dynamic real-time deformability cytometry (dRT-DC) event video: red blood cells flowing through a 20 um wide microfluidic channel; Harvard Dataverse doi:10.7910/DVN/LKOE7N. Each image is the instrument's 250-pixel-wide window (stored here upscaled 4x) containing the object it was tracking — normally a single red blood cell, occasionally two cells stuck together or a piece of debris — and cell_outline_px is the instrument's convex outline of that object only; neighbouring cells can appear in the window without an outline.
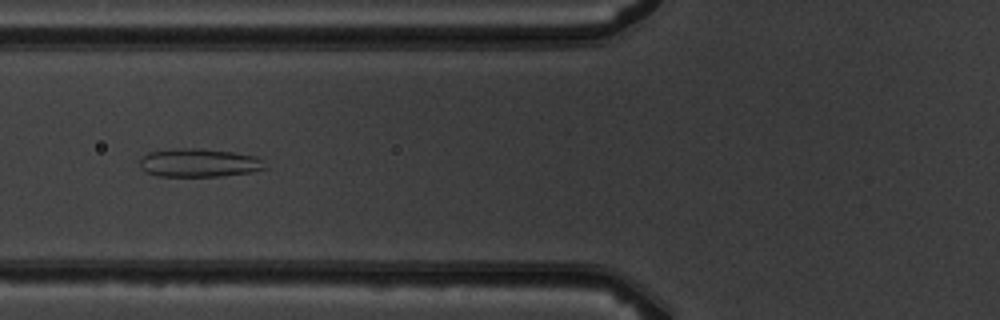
{"species": "common noctule bat (a hibernating species)", "species_latin": "Nyctalus noctula", "temperature_condition": "warm", "stored_images_in_passage": 4, "camera_frame_rate_fps": 3000, "um_per_image_px": 0.085, "animal": {"sex": "male", "body_mass_g": 19.5, "forearm_length_mm": 54.6}, "frame": {"image": 1, "passage_image": 4, "time_ms": 4.333, "image_size_px": [1000, 320], "cell_outline_px": [[268, 168], [252, 172], [220, 176], [160, 176], [144, 172], [140, 168], [140, 160], [148, 152], [176, 148], [196, 148], [232, 152], [256, 156]], "centroid_in_image_um": [16.89, 13.84], "position_along_channel_um": 108.9, "area_um2": 20.69}}